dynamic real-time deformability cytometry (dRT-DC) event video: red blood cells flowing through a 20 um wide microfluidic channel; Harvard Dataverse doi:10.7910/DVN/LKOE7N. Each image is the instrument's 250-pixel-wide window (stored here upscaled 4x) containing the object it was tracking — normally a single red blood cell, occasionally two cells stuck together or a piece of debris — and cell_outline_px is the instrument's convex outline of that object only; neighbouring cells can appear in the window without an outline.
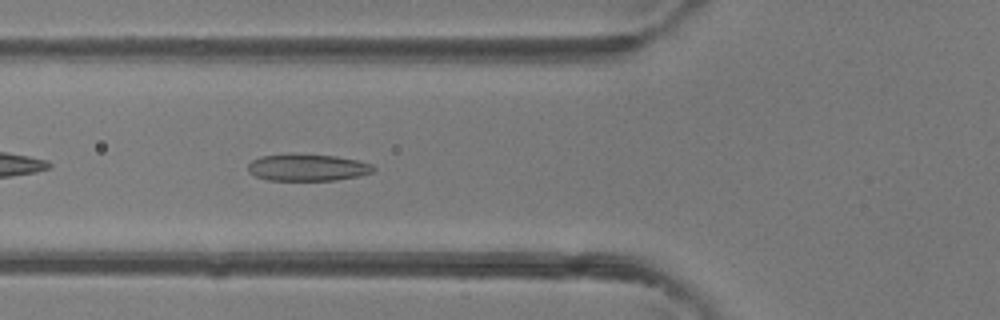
{"species": "common noctule bat (a hibernating species)", "species_latin": "Nyctalus noctula", "temperature_condition": "room temperature", "stored_images_in_passage": 38, "camera_frame_rate_fps": 3000, "um_per_image_px": 0.085, "animal": {"sex": "female"}, "frame": {"image": 1, "passage_image": 9, "time_ms": 2.667, "image_size_px": [1000, 320], "cell_outline_px": [[376, 168], [372, 172], [360, 176], [336, 180], [268, 180], [256, 176], [248, 172], [248, 164], [252, 160], [260, 156], [292, 152], [336, 156], [356, 160], [372, 164]], "centroid_in_image_um": [26.11, 14.21], "position_along_channel_um": 99.7, "area_um2": 20.06}}
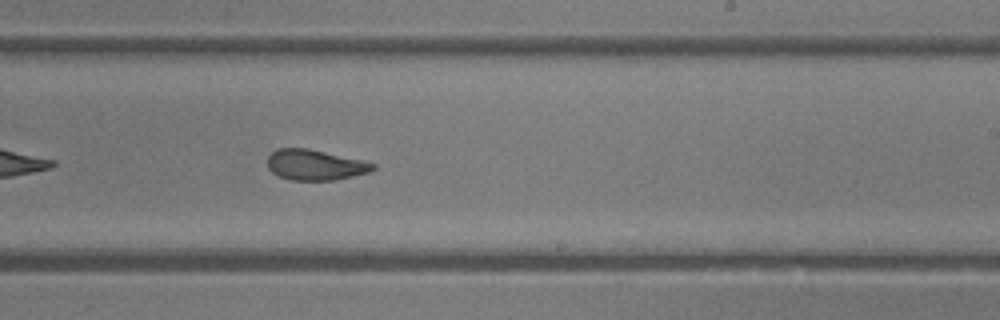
{"frame": {"image": 2, "passage_image": 20, "time_ms": 6.333, "image_size_px": [1000, 320], "cell_outline_px": [[376, 168], [368, 172], [352, 176], [332, 180], [292, 180], [280, 176], [272, 172], [268, 168], [268, 156], [276, 148], [308, 148], [360, 160], [376, 164]], "centroid_in_image_um": [26.75, 14.01], "position_along_channel_um": 262.2, "area_um2": 18.5}}
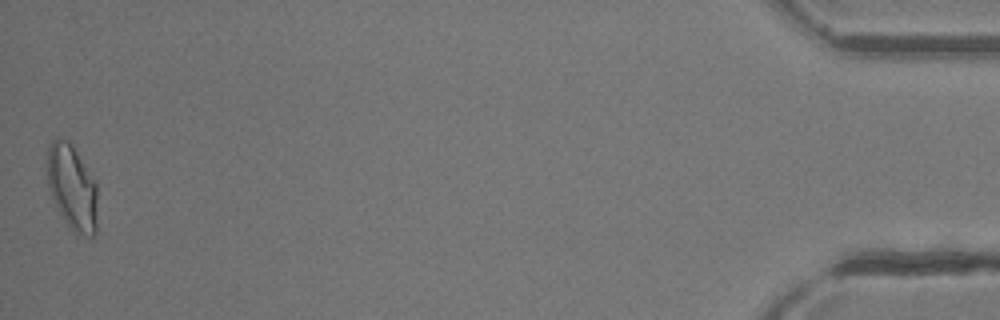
{"frame": {"image": 3, "passage_image": 38, "time_ms": 12.333, "image_size_px": [1000, 320], "cell_outline_px": [[96, 232], [92, 236], [76, 236], [60, 212], [48, 188], [48, 144], [56, 136], [68, 140], [72, 144], [96, 184]], "centroid_in_image_um": [6.12, 15.92], "position_along_channel_um": 429.1, "area_um2": 24.68}, "authors_computed_cell_mechanics": {"area_um2": 20.0277, "velocity_mm_per_s": 4.4235, "shape_relaxation_time_tau1_ms": 3.4964, "shape_relaxation_time_tau2_ms": 0.994, "deformation_change_tau1": 0.1517, "deformation_change_tau2": 0.0895}}